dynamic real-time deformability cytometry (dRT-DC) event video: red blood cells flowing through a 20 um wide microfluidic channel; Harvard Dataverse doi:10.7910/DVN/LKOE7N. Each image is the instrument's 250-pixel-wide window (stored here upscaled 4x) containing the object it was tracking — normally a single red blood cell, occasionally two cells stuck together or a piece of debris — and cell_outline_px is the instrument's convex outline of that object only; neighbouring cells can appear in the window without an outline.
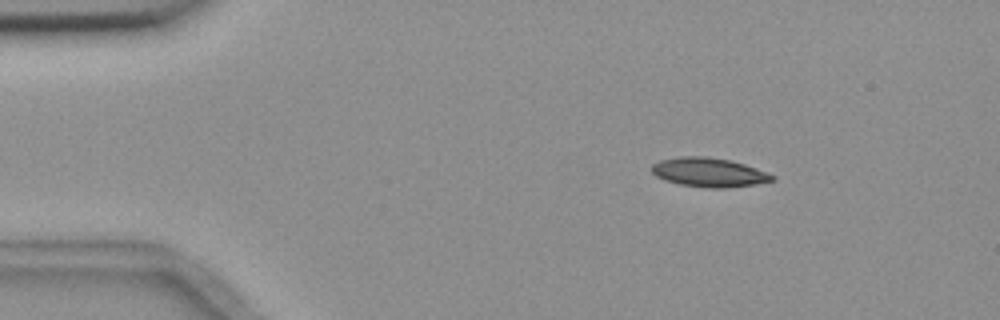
{"species": "common noctule bat (a hibernating species)", "species_latin": "Nyctalus noctula", "temperature_condition": "room temperature", "stored_images_in_passage": 4, "camera_frame_rate_fps": 3000, "um_per_image_px": 0.085, "animal": {"sex": "female", "body_mass_g": 18.4}, "frame": {"image": 1, "passage_image": 2, "time_ms": 1.0, "image_size_px": [1000, 320], "cell_outline_px": [[776, 180], [756, 184], [724, 188], [708, 188], [680, 184], [664, 180], [656, 176], [652, 172], [652, 164], [660, 160], [680, 156], [704, 156], [728, 160], [744, 164], [756, 168], [776, 176]], "centroid_in_image_um": [60.26, 14.65], "position_along_channel_um": 24.7, "area_um2": 20.4}}
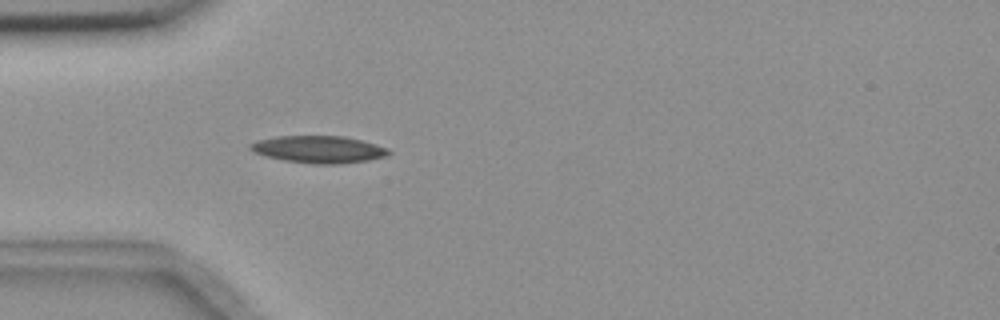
{"frame": {"image": 2, "passage_image": 4, "time_ms": 3.667, "image_size_px": [1000, 320], "cell_outline_px": [[392, 152], [388, 156], [368, 160], [336, 164], [320, 164], [284, 160], [268, 156], [256, 152], [248, 148], [248, 144], [256, 140], [276, 136], [344, 136], [376, 144], [388, 148]], "centroid_in_image_um": [27.11, 12.68], "position_along_channel_um": 57.9, "area_um2": 21.79}}